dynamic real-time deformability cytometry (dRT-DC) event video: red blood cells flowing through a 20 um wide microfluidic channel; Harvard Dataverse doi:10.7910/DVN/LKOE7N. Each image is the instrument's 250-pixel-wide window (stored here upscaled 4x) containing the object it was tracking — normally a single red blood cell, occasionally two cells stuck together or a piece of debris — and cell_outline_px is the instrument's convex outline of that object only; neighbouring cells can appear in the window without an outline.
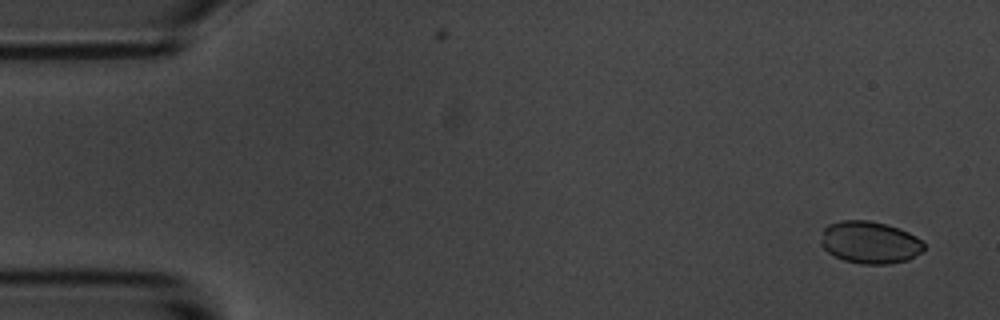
{"species": "common noctule bat (a hibernating species)", "species_latin": "Nyctalus noctula", "temperature_condition": "room temperature", "stored_images_in_passage": 5, "camera_frame_rate_fps": 3000, "um_per_image_px": 0.085, "animal": {"sex": "male", "body_mass_g": 20.1, "forearm_length_mm": 53.5}, "frame": {"image": 1, "passage_image": 1, "time_ms": 0.0, "image_size_px": [1000, 320], "cell_outline_px": [[924, 248], [920, 252], [908, 260], [888, 264], [860, 264], [844, 260], [828, 252], [820, 244], [820, 240], [824, 228], [828, 224], [840, 220], [868, 220], [888, 224], [908, 232], [916, 236], [924, 244]], "centroid_in_image_um": [73.91, 20.59], "position_along_channel_um": 11.1, "area_um2": 25.43}}